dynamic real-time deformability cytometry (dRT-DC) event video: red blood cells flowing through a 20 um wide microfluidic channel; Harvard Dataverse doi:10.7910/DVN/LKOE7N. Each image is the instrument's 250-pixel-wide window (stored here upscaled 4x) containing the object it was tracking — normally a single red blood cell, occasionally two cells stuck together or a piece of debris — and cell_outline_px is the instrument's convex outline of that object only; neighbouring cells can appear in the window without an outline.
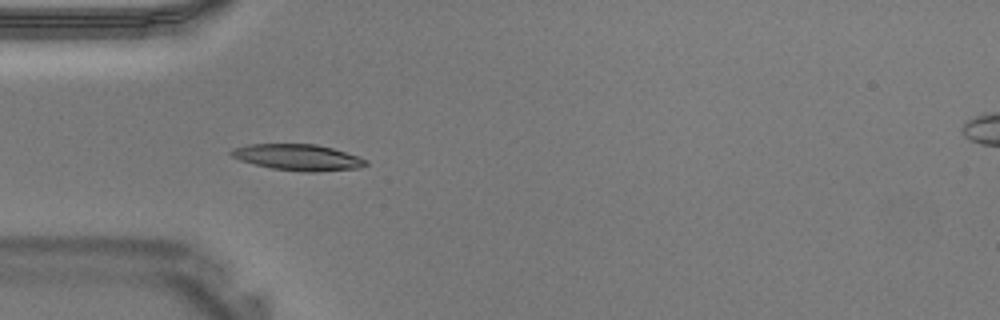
{"species": "Egyptian fruit bat (a non-hibernating species)", "species_latin": "Rousettus aegyptiacus", "temperature_condition": "warm", "stored_images_in_passage": 34, "camera_frame_rate_fps": 3000, "um_per_image_px": 0.085, "animal": {"sex": "male"}, "frame": {"image": 1, "passage_image": 6, "time_ms": 1.667, "image_size_px": [1000, 320], "cell_outline_px": [[368, 164], [360, 168], [316, 172], [304, 172], [272, 168], [240, 160], [232, 156], [228, 152], [232, 148], [248, 144], [316, 144], [332, 148], [368, 160]], "centroid_in_image_um": [25.32, 13.37], "position_along_channel_um": 59.7, "area_um2": 20.46}}